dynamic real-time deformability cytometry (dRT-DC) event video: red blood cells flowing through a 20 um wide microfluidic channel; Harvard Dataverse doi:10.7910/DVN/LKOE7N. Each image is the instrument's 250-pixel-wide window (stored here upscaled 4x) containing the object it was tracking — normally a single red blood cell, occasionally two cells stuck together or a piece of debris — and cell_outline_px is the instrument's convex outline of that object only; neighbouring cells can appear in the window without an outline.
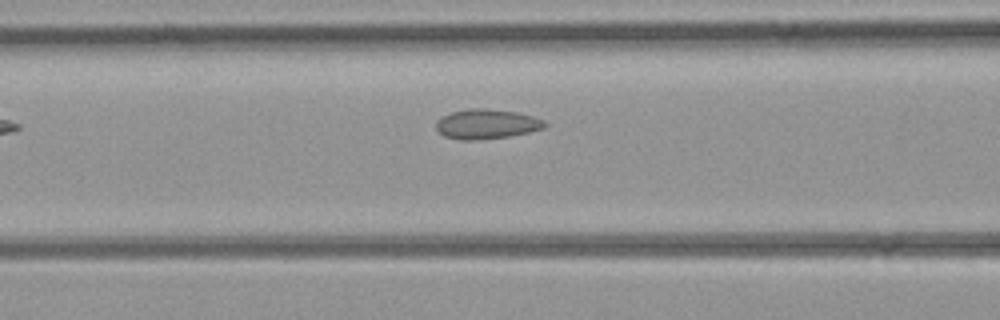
{"species": "common noctule bat (a hibernating species)", "species_latin": "Nyctalus noctula", "temperature_condition": "room temperature", "stored_images_in_passage": 11, "camera_frame_rate_fps": 3000, "um_per_image_px": 0.085, "animal": {"sex": "female", "body_mass_g": 21.9}, "frame": {"image": 1, "passage_image": 4, "time_ms": 1.0, "image_size_px": [1000, 320], "cell_outline_px": [[548, 124], [544, 128], [528, 132], [508, 136], [476, 140], [460, 140], [444, 136], [436, 128], [436, 120], [440, 116], [452, 112], [468, 108], [484, 108], [516, 112], [532, 116], [544, 120]], "centroid_in_image_um": [41.33, 10.54], "position_along_channel_um": 125.3, "area_um2": 18.84}}
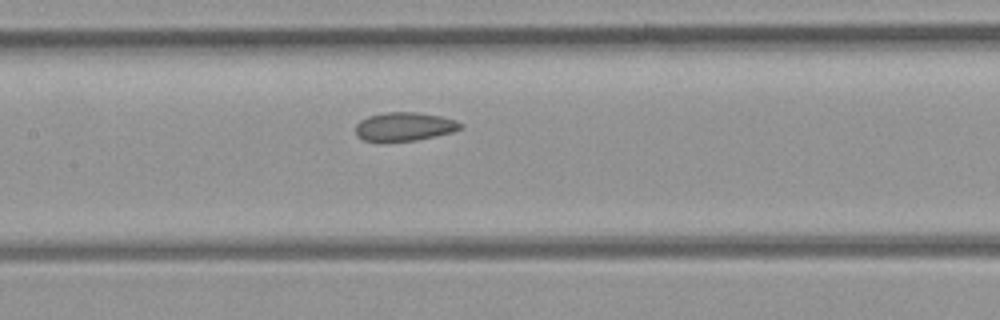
{"frame": {"image": 2, "passage_image": 7, "time_ms": 2.0, "image_size_px": [1000, 320], "cell_outline_px": [[464, 128], [452, 132], [416, 140], [364, 140], [356, 136], [356, 124], [360, 120], [368, 116], [384, 112], [416, 112], [440, 116], [456, 120], [464, 124]], "centroid_in_image_um": [34.4, 10.74], "position_along_channel_um": 173.0, "area_um2": 17.34}}
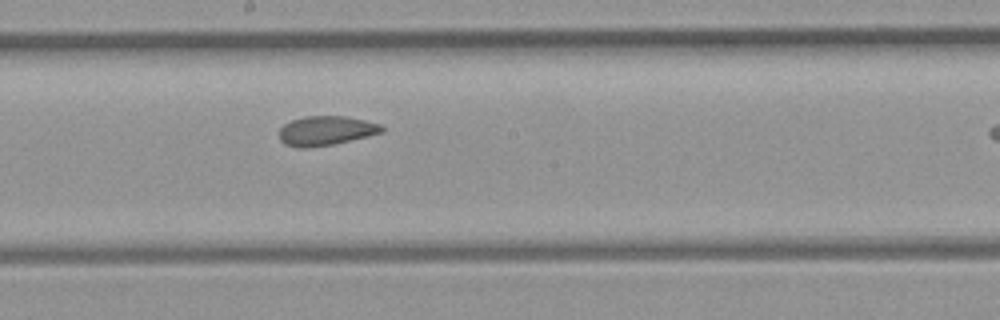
{"frame": {"image": 3, "passage_image": 10, "time_ms": 3.0, "image_size_px": [1000, 320], "cell_outline_px": [[384, 132], [368, 136], [332, 144], [304, 148], [300, 148], [284, 144], [280, 140], [280, 128], [284, 124], [292, 120], [304, 116], [344, 116], [364, 120], [380, 124], [384, 128]], "centroid_in_image_um": [27.7, 11.1], "position_along_channel_um": 220.5, "area_um2": 17.46}}